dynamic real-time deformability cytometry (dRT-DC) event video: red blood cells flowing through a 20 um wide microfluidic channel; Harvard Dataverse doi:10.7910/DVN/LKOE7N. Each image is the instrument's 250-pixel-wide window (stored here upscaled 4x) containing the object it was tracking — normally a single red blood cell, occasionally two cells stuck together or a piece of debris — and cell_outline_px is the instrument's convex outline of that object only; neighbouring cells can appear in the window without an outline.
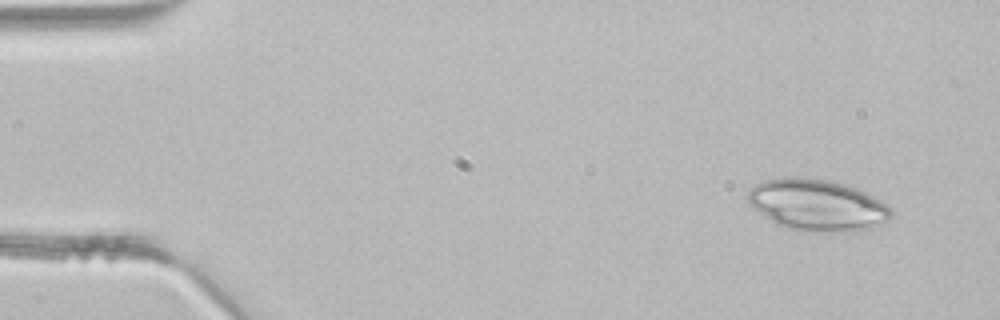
{"species": "common noctule bat (a hibernating species)", "species_latin": "Nyctalus noctula", "temperature_condition": "room temperature", "stored_images_in_passage": 3, "camera_frame_rate_fps": 3000, "um_per_image_px": 0.085, "animal": {"sex": "male", "body_mass_g": 21.5, "forearm_length_mm": 52.0}, "frame": {"image": 1, "passage_image": 1, "time_ms": 0.0, "image_size_px": [1000, 320], "cell_outline_px": [[892, 216], [884, 224], [872, 228], [856, 232], [840, 232], [788, 228], [776, 224], [748, 204], [744, 196], [756, 184], [764, 180], [784, 176], [796, 176], [824, 180], [844, 184], [856, 188], [888, 204], [892, 208]], "centroid_in_image_um": [69.47, 17.42], "position_along_channel_um": 15.5, "area_um2": 43.12}}